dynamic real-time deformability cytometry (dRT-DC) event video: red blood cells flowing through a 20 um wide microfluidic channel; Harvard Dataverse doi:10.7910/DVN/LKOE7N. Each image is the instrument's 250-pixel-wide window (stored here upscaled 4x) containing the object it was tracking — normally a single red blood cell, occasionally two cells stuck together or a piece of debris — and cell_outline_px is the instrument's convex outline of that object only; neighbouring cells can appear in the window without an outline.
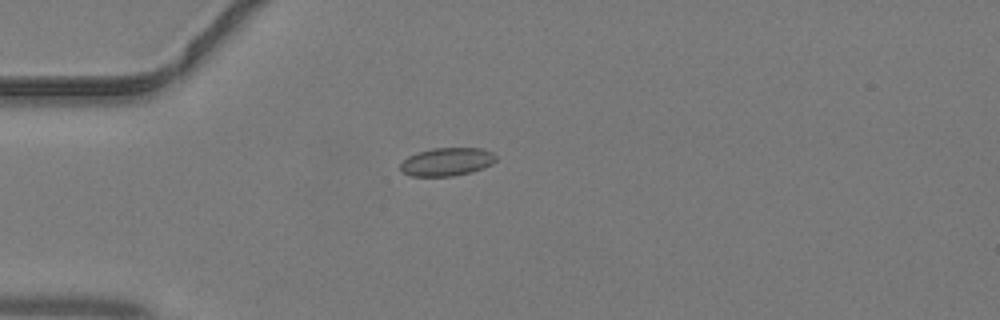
{"species": "common noctule bat (a hibernating species)", "species_latin": "Nyctalus noctula", "temperature_condition": "warm", "stored_images_in_passage": 33, "camera_frame_rate_fps": 3000, "um_per_image_px": 0.085, "animal": {"sex": "male", "body_mass_g": 19.2, "forearm_length_mm": 51.8}, "frame": {"image": 1, "passage_image": 2, "time_ms": 0.333, "image_size_px": [1000, 320], "cell_outline_px": [[496, 160], [492, 164], [484, 168], [472, 172], [452, 176], [412, 176], [400, 172], [400, 164], [408, 156], [432, 148], [480, 148], [492, 152], [496, 156]], "centroid_in_image_um": [37.99, 13.76], "position_along_channel_um": 47.0, "area_um2": 15.72}}
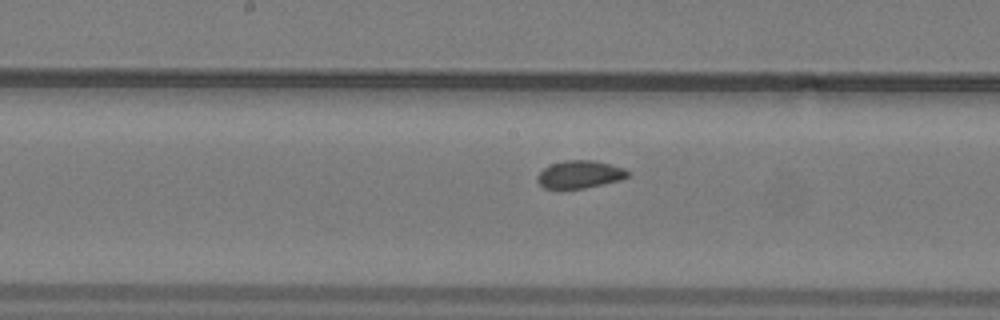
{"frame": {"image": 2, "passage_image": 13, "time_ms": 4.0, "image_size_px": [1000, 320], "cell_outline_px": [[632, 172], [628, 176], [620, 180], [584, 188], [544, 188], [536, 180], [536, 176], [544, 168], [552, 164], [568, 160], [592, 160], [624, 168]], "centroid_in_image_um": [49.29, 14.82], "position_along_channel_um": 198.9, "area_um2": 14.39}}
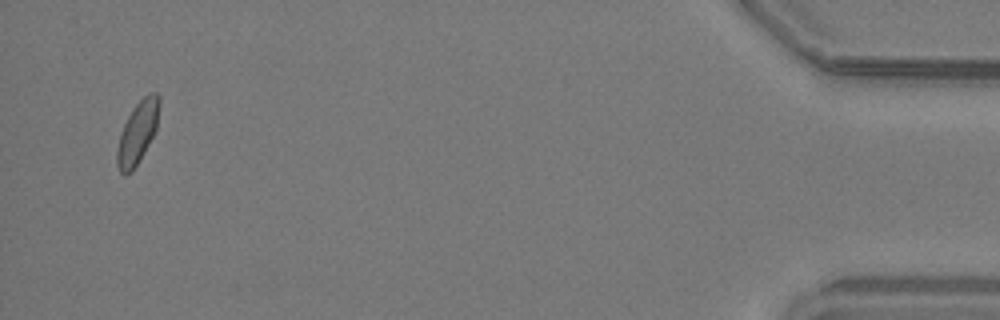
{"frame": {"image": 3, "passage_image": 33, "time_ms": 10.667, "image_size_px": [1000, 320], "cell_outline_px": [[160, 104], [156, 128], [140, 160], [132, 172], [124, 176], [120, 172], [116, 164], [116, 152], [120, 136], [124, 124], [128, 116], [136, 104], [148, 92], [156, 92], [160, 96]], "centroid_in_image_um": [11.69, 11.27], "position_along_channel_um": 423.5, "area_um2": 15.26}}